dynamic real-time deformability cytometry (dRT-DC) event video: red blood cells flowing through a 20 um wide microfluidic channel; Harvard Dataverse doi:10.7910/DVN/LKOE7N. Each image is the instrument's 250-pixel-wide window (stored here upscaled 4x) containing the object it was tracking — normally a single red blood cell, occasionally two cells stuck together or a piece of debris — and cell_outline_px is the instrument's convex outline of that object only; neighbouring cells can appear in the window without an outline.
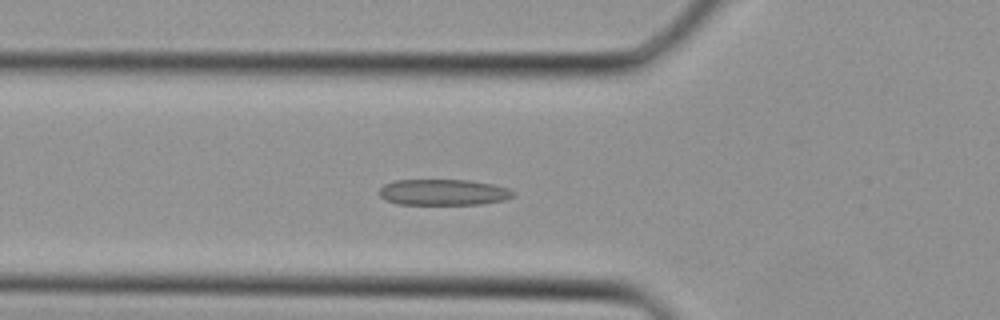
{"species": "Egyptian fruit bat (a non-hibernating species)", "species_latin": "Rousettus aegyptiacus", "temperature_condition": "cold", "stored_images_in_passage": 30, "camera_frame_rate_fps": 3000, "um_per_image_px": 0.085, "animal": {"sex": "female"}, "frame": {"image": 1, "passage_image": 11, "time_ms": 3.333, "image_size_px": [1000, 320], "cell_outline_px": [[516, 196], [504, 200], [480, 204], [396, 204], [384, 200], [380, 196], [380, 188], [384, 184], [392, 180], [468, 180], [492, 184], [508, 188], [516, 192]], "centroid_in_image_um": [37.68, 16.34], "position_along_channel_um": 88.1, "area_um2": 20.46}}
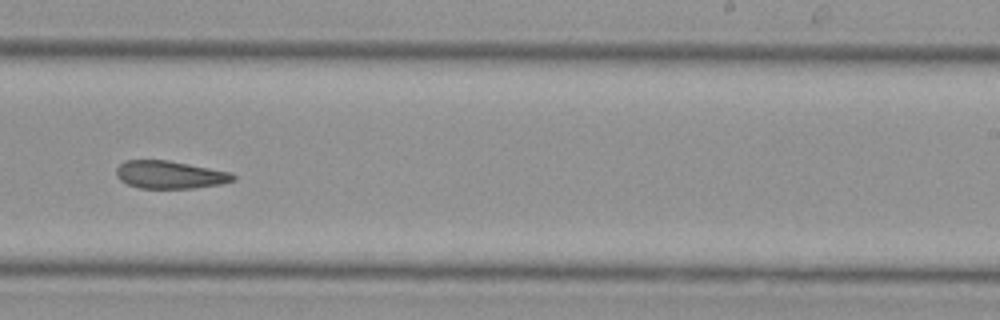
{"frame": {"image": 2, "passage_image": 21, "time_ms": 6.667, "image_size_px": [1000, 320], "cell_outline_px": [[236, 180], [220, 184], [192, 188], [140, 188], [128, 184], [120, 180], [116, 176], [116, 168], [124, 160], [168, 160], [232, 172], [236, 176]], "centroid_in_image_um": [14.45, 14.84], "position_along_channel_um": 274.6, "area_um2": 18.96}}
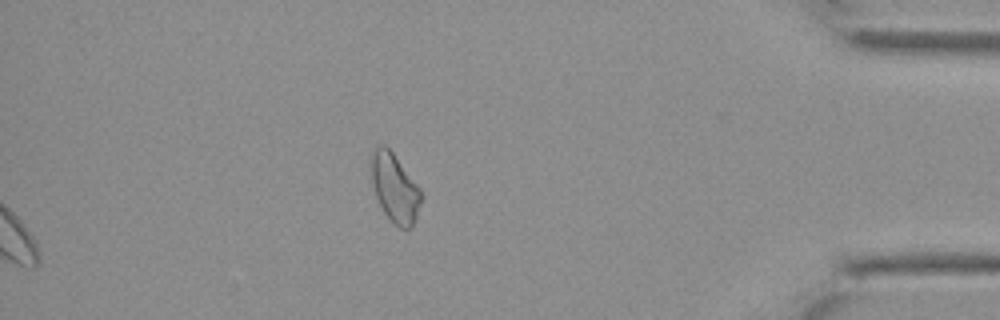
{"frame": {"image": 3, "passage_image": 30, "time_ms": 9.667, "image_size_px": [1000, 320], "cell_outline_px": [[420, 204], [416, 220], [412, 228], [400, 228], [388, 220], [376, 196], [372, 184], [372, 152], [380, 144], [384, 144], [392, 152], [420, 188]], "centroid_in_image_um": [33.56, 16.02], "position_along_channel_um": 401.6, "area_um2": 19.65}}